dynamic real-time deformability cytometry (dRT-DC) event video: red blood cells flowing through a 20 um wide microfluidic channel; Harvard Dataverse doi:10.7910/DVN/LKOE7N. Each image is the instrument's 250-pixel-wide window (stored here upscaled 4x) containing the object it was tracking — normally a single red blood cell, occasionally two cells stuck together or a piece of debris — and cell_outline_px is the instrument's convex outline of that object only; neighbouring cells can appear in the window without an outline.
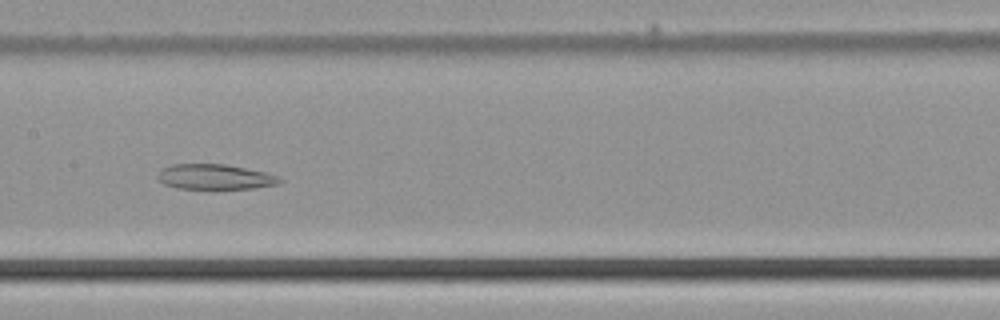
{"species": "common noctule bat (a hibernating species)", "species_latin": "Nyctalus noctula", "temperature_condition": "cold", "stored_images_in_passage": 52, "camera_frame_rate_fps": 3000, "um_per_image_px": 0.085, "animal": {"sex": "male", "body_mass_g": 21.5, "forearm_length_mm": 52.0}, "frame": {"image": 1, "passage_image": 27, "time_ms": 8.667, "image_size_px": [1000, 320], "cell_outline_px": [[284, 180], [280, 184], [256, 188], [176, 188], [164, 184], [156, 176], [164, 168], [172, 164], [224, 164], [264, 172], [276, 176]], "centroid_in_image_um": [18.29, 15.03], "position_along_channel_um": 189.1, "area_um2": 17.63}}
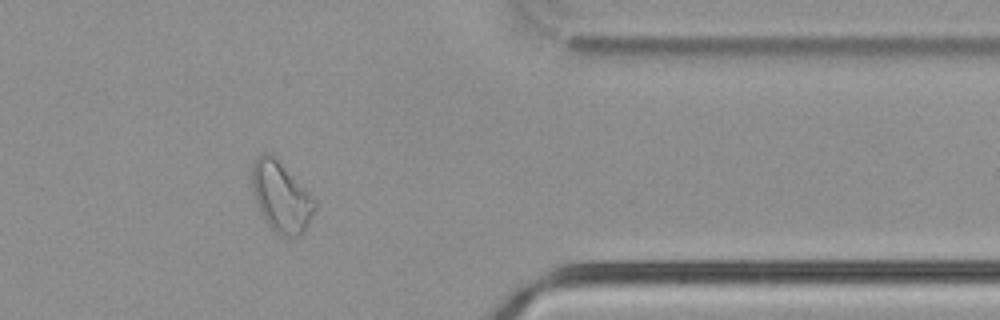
{"frame": {"image": 2, "passage_image": 43, "time_ms": 14.0, "image_size_px": [1000, 320], "cell_outline_px": [[316, 208], [304, 232], [300, 236], [280, 236], [268, 224], [252, 192], [252, 164], [256, 156], [260, 152], [268, 152], [316, 200]], "centroid_in_image_um": [23.89, 16.74], "position_along_channel_um": 387.5, "area_um2": 25.03}}
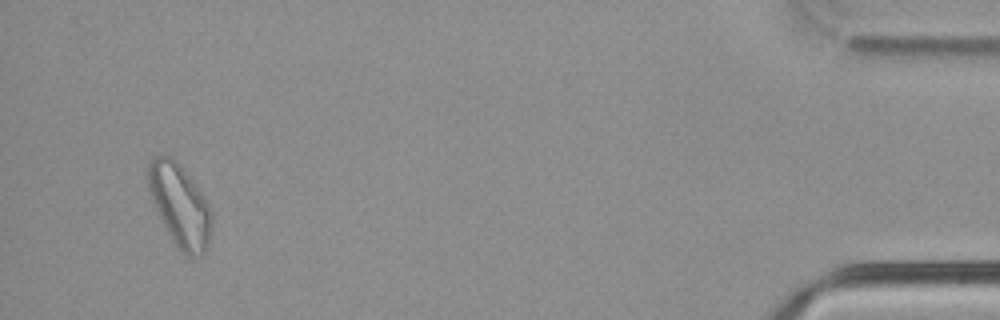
{"frame": {"image": 3, "passage_image": 50, "time_ms": 16.333, "image_size_px": [1000, 320], "cell_outline_px": [[212, 220], [208, 248], [200, 256], [192, 260], [180, 252], [172, 240], [148, 192], [144, 172], [148, 164], [156, 156], [168, 156], [176, 160], [180, 164], [204, 196], [212, 212]], "centroid_in_image_um": [15.27, 17.48], "position_along_channel_um": 419.9, "area_um2": 30.92}}